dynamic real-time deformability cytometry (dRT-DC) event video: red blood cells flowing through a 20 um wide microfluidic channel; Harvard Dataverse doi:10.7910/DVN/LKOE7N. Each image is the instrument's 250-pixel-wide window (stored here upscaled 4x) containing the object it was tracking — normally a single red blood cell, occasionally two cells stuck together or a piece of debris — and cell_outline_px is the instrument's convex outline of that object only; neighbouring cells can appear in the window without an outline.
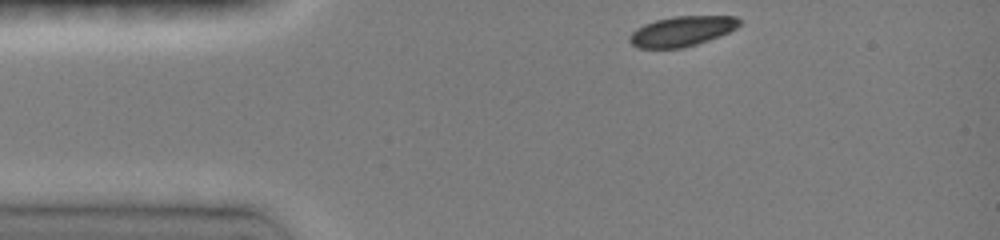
{"species": "common noctule bat (a hibernating species)", "species_latin": "Nyctalus noctula", "temperature_condition": "room temperature", "stored_images_in_passage": 3, "camera_frame_rate_fps": 3000, "um_per_image_px": 0.085, "animal": {"sex": "female", "body_mass_g": 19.0, "forearm_length_mm": 51.5}, "frame": {"image": 1, "passage_image": 1, "time_ms": 0.0, "image_size_px": [1000, 240], "cell_outline_px": [[740, 24], [736, 28], [720, 36], [684, 48], [636, 48], [628, 40], [628, 36], [636, 28], [644, 24], [656, 20], [672, 16], [736, 16], [740, 20]], "centroid_in_image_um": [57.93, 2.65], "position_along_channel_um": 27.1, "area_um2": 19.31}}